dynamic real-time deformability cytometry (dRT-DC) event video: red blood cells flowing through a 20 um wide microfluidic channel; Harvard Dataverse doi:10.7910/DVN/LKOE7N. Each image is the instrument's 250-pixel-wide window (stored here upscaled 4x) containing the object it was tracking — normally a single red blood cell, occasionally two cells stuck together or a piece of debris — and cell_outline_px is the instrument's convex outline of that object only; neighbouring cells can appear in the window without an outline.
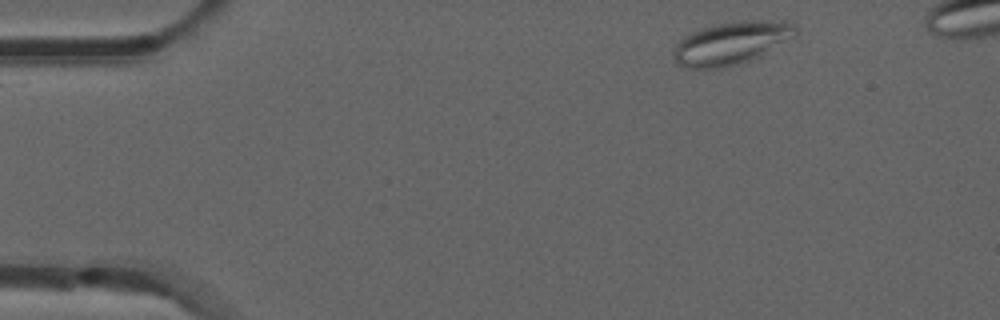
{"species": "common noctule bat (a hibernating species)", "species_latin": "Nyctalus noctula", "temperature_condition": "room temperature", "stored_images_in_passage": 43, "camera_frame_rate_fps": 3000, "um_per_image_px": 0.085, "animal": {"sex": "male", "forearm_length_mm": 52.5}, "frame": {"image": 1, "passage_image": 2, "time_ms": 0.333, "image_size_px": [1000, 320], "cell_outline_px": [[800, 32], [796, 36], [760, 56], [736, 64], [720, 68], [684, 68], [676, 64], [672, 56], [672, 52], [676, 44], [684, 36], [692, 32], [716, 24], [744, 20], [788, 20], [796, 24]], "centroid_in_image_um": [62.2, 3.64], "position_along_channel_um": 22.8, "area_um2": 30.81}}
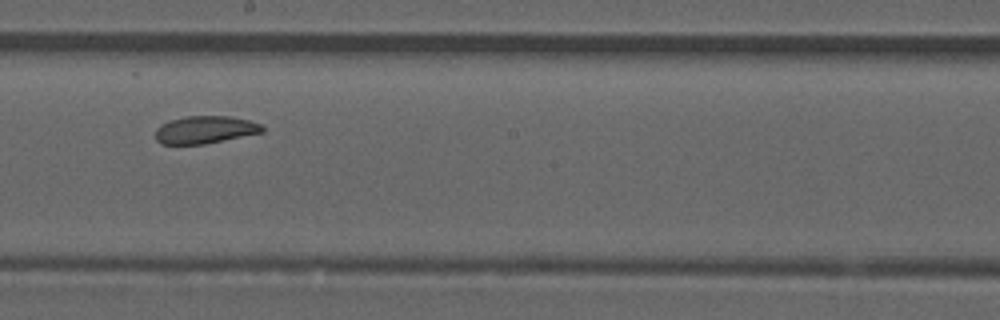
{"frame": {"image": 2, "passage_image": 25, "time_ms": 8.0, "image_size_px": [1000, 320], "cell_outline_px": [[264, 132], [204, 144], [160, 144], [156, 140], [156, 128], [160, 124], [168, 120], [184, 116], [228, 116], [248, 120], [260, 124], [264, 128]], "centroid_in_image_um": [17.39, 11.02], "position_along_channel_um": 230.8, "area_um2": 17.22}}
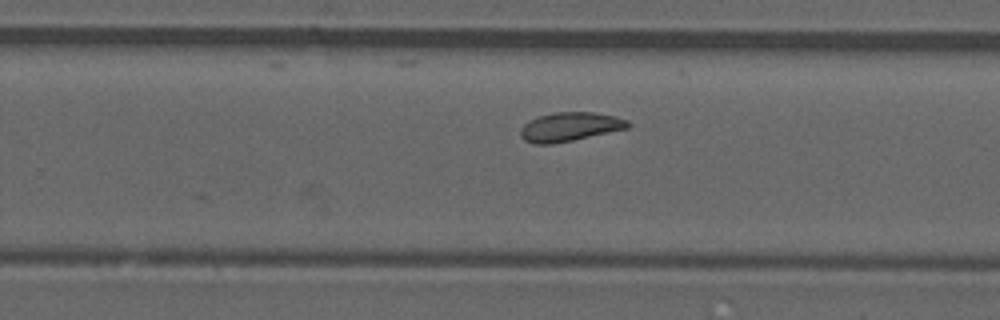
{"frame": {"image": 3, "passage_image": 29, "time_ms": 9.333, "image_size_px": [1000, 320], "cell_outline_px": [[632, 124], [628, 128], [572, 140], [552, 144], [532, 144], [524, 140], [520, 136], [520, 128], [528, 120], [540, 116], [556, 112], [596, 112], [616, 116], [628, 120]], "centroid_in_image_um": [48.43, 10.77], "position_along_channel_um": 281.4, "area_um2": 18.21}, "authors_computed_cell_mechanics": {"area_um2": 18.0336, "velocity_mm_per_s": 3.8064, "shape_relaxation_time_tau1_ms": null, "shape_relaxation_time_tau2_ms": 2.3118, "deformation_change_tau1": null, "deformation_change_tau2": 0.07}}